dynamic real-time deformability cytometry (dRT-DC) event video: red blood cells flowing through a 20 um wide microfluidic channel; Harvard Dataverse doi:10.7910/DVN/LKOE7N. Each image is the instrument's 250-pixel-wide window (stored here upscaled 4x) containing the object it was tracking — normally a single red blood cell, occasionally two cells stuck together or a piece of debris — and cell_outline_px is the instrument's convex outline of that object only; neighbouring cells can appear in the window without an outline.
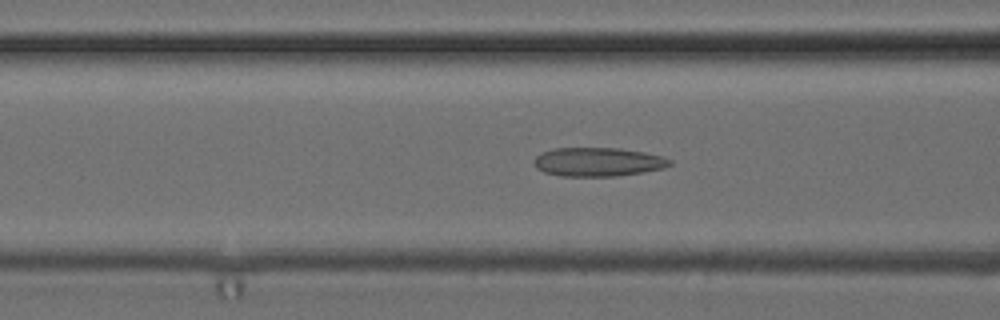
{"species": "common noctule bat (a hibernating species)", "species_latin": "Nyctalus noctula", "temperature_condition": "cold", "stored_images_in_passage": 51, "camera_frame_rate_fps": 3000, "um_per_image_px": 0.085, "animal": {"sex": "female", "body_mass_g": 24.6, "forearm_length_mm": 56.2}, "frame": {"image": 1, "passage_image": 20, "time_ms": 6.333, "image_size_px": [1000, 320], "cell_outline_px": [[672, 164], [664, 168], [616, 176], [560, 176], [544, 172], [536, 168], [532, 164], [532, 160], [540, 152], [556, 148], [620, 148], [644, 152], [664, 156], [672, 160]], "centroid_in_image_um": [50.8, 13.76], "position_along_channel_um": 115.8, "area_um2": 23.0}}
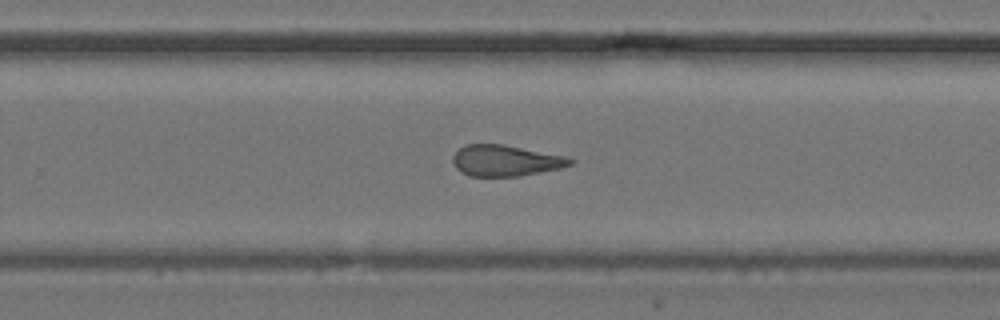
{"frame": {"image": 2, "passage_image": 33, "time_ms": 10.667, "image_size_px": [1000, 320], "cell_outline_px": [[576, 160], [572, 164], [560, 168], [516, 176], [468, 176], [456, 168], [452, 160], [452, 156], [464, 144], [500, 144], [564, 156]], "centroid_in_image_um": [42.93, 13.65], "position_along_channel_um": 286.9, "area_um2": 20.92}}
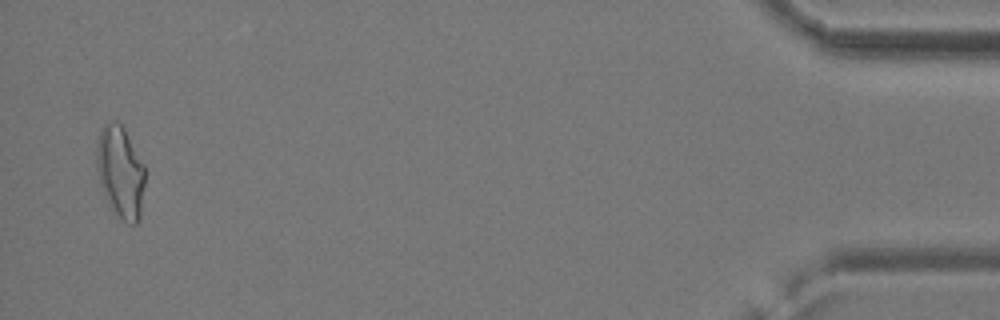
{"frame": {"image": 3, "passage_image": 50, "time_ms": 16.333, "image_size_px": [1000, 320], "cell_outline_px": [[144, 184], [140, 216], [136, 224], [132, 224], [124, 220], [112, 208], [104, 196], [96, 172], [96, 148], [100, 132], [104, 124], [112, 120], [116, 120], [124, 128], [144, 164]], "centroid_in_image_um": [10.21, 14.58], "position_along_channel_um": 425.0, "area_um2": 25.78}, "authors_computed_cell_mechanics": {"area_um2": 23.0044, "velocity_mm_per_s": 3.9587, "shape_relaxation_time_tau1_ms": null, "shape_relaxation_time_tau2_ms": 2.5646, "deformation_change_tau1": null, "deformation_change_tau2": 0.1137}}